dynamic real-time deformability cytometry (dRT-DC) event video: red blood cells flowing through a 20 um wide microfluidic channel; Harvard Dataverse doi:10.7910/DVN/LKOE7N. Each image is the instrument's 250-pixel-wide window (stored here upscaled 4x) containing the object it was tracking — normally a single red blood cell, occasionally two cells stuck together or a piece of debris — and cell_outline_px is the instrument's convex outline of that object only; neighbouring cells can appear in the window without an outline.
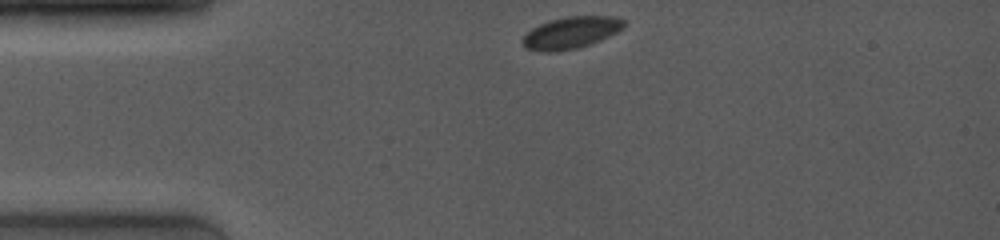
{"species": "common noctule bat (a hibernating species)", "species_latin": "Nyctalus noctula", "temperature_condition": "room temperature", "stored_images_in_passage": 2, "camera_frame_rate_fps": 4000, "um_per_image_px": 0.085, "animal": {"sex": "female", "body_mass_g": 19.0, "forearm_length_mm": 53.3}, "frame": {"image": 1, "passage_image": 1, "time_ms": 0.0, "image_size_px": [1000, 240], "cell_outline_px": [[624, 28], [600, 40], [576, 48], [556, 52], [544, 52], [524, 48], [520, 44], [520, 40], [532, 28], [548, 20], [564, 16], [616, 16], [624, 20]], "centroid_in_image_um": [48.48, 2.77], "position_along_channel_um": 36.5, "area_um2": 18.96}}